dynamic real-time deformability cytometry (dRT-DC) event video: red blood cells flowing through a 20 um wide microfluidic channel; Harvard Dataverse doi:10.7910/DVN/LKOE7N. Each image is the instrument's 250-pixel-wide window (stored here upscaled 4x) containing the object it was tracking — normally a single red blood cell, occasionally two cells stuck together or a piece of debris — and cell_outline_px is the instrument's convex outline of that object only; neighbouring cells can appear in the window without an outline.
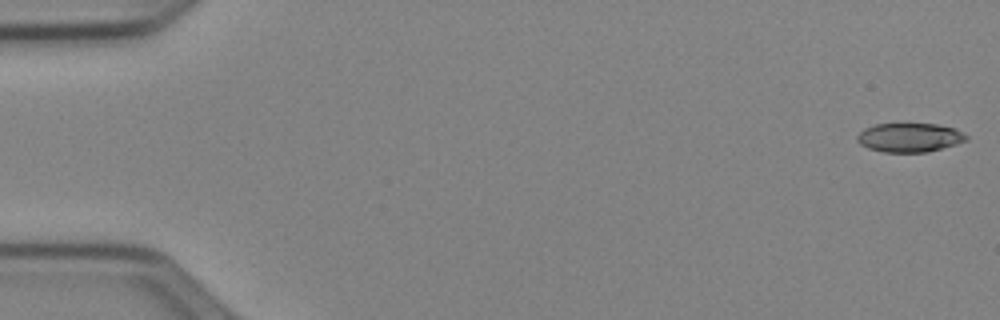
{"species": "Egyptian fruit bat (a non-hibernating species)", "species_latin": "Rousettus aegyptiacus", "temperature_condition": "cold", "stored_images_in_passage": 15, "camera_frame_rate_fps": 3000, "um_per_image_px": 0.085, "animal": {"sex": "female"}, "frame": {"image": 1, "passage_image": 1, "time_ms": 0.0, "image_size_px": [1000, 320], "cell_outline_px": [[968, 140], [956, 144], [928, 152], [884, 152], [868, 148], [860, 144], [856, 140], [856, 136], [864, 128], [876, 124], [936, 124], [952, 128], [964, 132], [968, 136]], "centroid_in_image_um": [77.31, 11.69], "position_along_channel_um": 7.7, "area_um2": 18.44}}
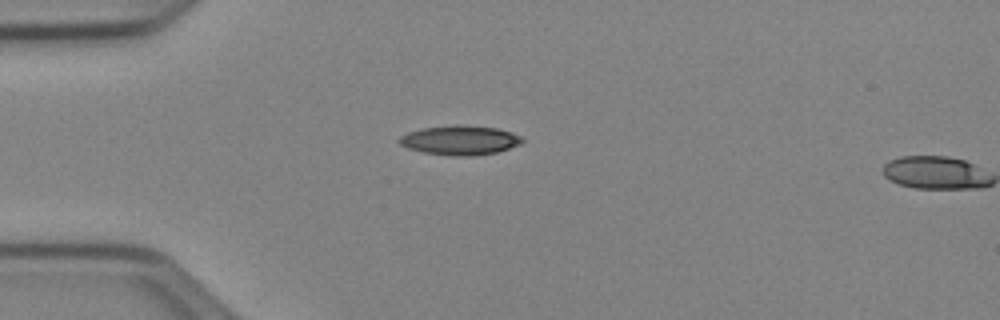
{"frame": {"image": 2, "passage_image": 14, "time_ms": 4.333, "image_size_px": [1000, 320], "cell_outline_px": [[524, 140], [520, 144], [496, 152], [472, 156], [448, 156], [424, 152], [408, 148], [400, 144], [396, 140], [400, 136], [408, 132], [424, 128], [456, 124], [496, 128], [512, 132], [520, 136]], "centroid_in_image_um": [39.07, 11.92], "position_along_channel_um": 45.9, "area_um2": 21.04}}